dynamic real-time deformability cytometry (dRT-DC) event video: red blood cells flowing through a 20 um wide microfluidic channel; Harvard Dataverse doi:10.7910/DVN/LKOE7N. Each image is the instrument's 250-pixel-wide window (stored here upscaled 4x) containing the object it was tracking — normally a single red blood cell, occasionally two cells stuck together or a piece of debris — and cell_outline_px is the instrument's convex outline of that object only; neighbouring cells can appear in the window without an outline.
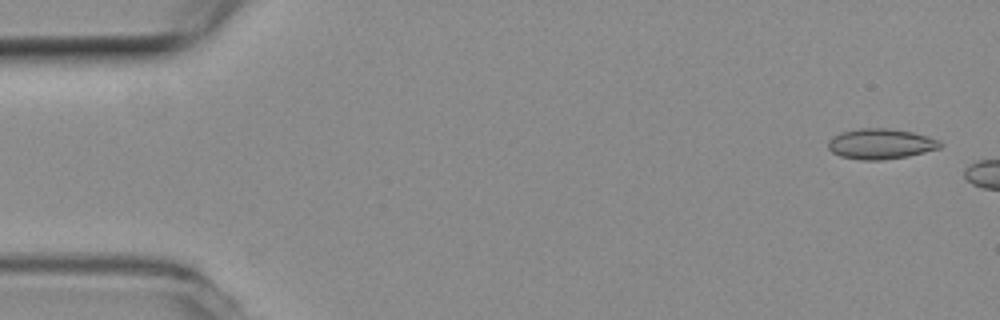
{"species": "common noctule bat (a hibernating species)", "species_latin": "Nyctalus noctula", "temperature_condition": "room temperature", "stored_images_in_passage": 3, "camera_frame_rate_fps": 3000, "um_per_image_px": 0.085, "animal": {"sex": "female", "body_mass_g": 19.3, "forearm_length_mm": 54.1}, "frame": {"image": 1, "passage_image": 1, "time_ms": 0.0, "image_size_px": [1000, 320], "cell_outline_px": [[944, 144], [940, 148], [908, 156], [884, 160], [860, 160], [840, 156], [832, 152], [828, 148], [828, 140], [832, 136], [840, 132], [860, 128], [892, 128], [912, 132], [928, 136], [940, 140]], "centroid_in_image_um": [74.86, 12.22], "position_along_channel_um": 10.1, "area_um2": 20.11}}